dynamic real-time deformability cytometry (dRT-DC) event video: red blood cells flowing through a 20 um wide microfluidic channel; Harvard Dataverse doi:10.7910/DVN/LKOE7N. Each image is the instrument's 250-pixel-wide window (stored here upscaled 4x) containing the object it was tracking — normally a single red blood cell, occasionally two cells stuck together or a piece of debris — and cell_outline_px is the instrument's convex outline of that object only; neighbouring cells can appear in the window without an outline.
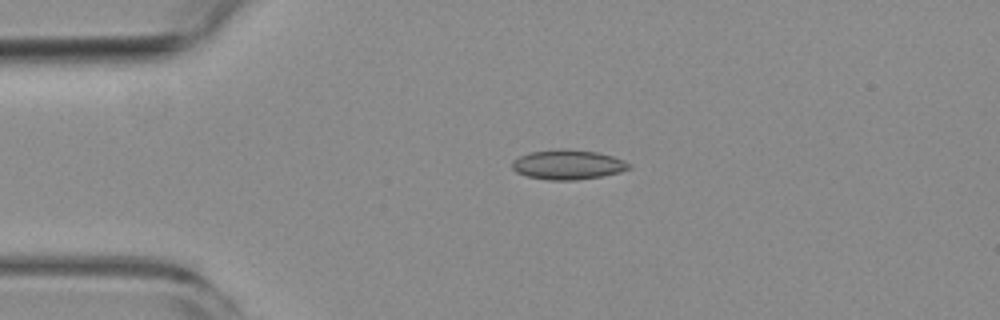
{"species": "common noctule bat (a hibernating species)", "species_latin": "Nyctalus noctula", "temperature_condition": "room temperature", "stored_images_in_passage": 2, "camera_frame_rate_fps": 3000, "um_per_image_px": 0.085, "animal": {"sex": "female", "body_mass_g": 19.3, "forearm_length_mm": 54.1}, "frame": {"image": 1, "passage_image": 1, "time_ms": 0.0, "image_size_px": [1000, 320], "cell_outline_px": [[632, 168], [620, 172], [604, 176], [576, 180], [548, 180], [528, 176], [516, 172], [512, 168], [512, 160], [520, 156], [532, 152], [560, 148], [568, 148], [596, 152], [612, 156], [624, 160]], "centroid_in_image_um": [48.27, 13.99], "position_along_channel_um": 36.7, "area_um2": 20.29}}